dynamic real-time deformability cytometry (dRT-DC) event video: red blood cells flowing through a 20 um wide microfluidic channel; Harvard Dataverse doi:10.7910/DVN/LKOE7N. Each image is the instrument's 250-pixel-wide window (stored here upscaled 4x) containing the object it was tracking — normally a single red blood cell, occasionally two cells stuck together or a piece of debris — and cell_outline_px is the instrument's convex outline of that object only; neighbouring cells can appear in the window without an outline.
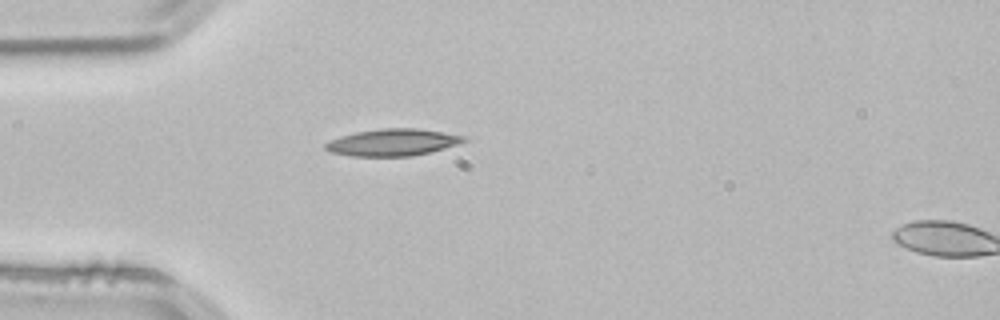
{"species": "common noctule bat (a hibernating species)", "species_latin": "Nyctalus noctula", "temperature_condition": "room temperature", "stored_images_in_passage": 3, "camera_frame_rate_fps": 3000, "um_per_image_px": 0.085, "animal": {"sex": "male", "body_mass_g": 21.5, "forearm_length_mm": 52.0}, "frame": {"image": 1, "passage_image": 1, "time_ms": 0.0, "image_size_px": [1000, 320], "cell_outline_px": [[468, 140], [444, 148], [412, 156], [348, 156], [332, 152], [324, 148], [324, 144], [340, 136], [356, 132], [380, 128], [416, 128], [464, 136]], "centroid_in_image_um": [33.33, 12.1], "position_along_channel_um": 51.7, "area_um2": 21.44}}